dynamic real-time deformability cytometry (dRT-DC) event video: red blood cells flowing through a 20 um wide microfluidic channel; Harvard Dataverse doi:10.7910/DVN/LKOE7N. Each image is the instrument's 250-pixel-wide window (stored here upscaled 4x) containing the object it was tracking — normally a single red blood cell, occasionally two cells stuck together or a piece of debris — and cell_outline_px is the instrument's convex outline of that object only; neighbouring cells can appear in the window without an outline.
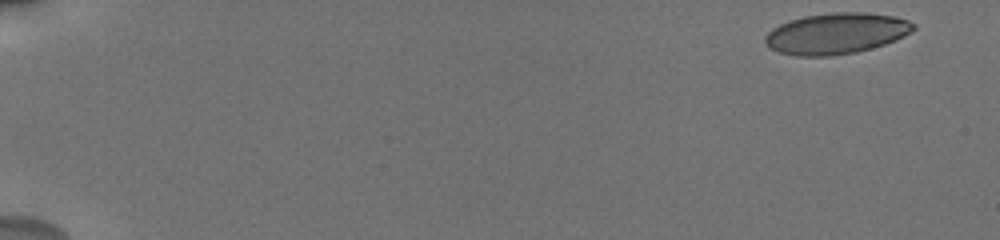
{"species": "human", "species_latin": "Homo sapiens", "temperature_condition": "cold", "stored_images_in_passage": 15, "camera_frame_rate_fps": 3000, "um_per_image_px": 0.085, "donor": {"sex": "male"}, "frame": {"image": 1, "passage_image": 1, "time_ms": 0.0, "image_size_px": [1000, 240], "cell_outline_px": [[916, 28], [904, 36], [896, 40], [884, 44], [856, 52], [832, 56], [796, 56], [780, 52], [768, 48], [764, 44], [764, 36], [772, 28], [788, 20], [804, 16], [832, 12], [864, 12], [892, 16], [908, 20], [916, 24]], "centroid_in_image_um": [71.05, 2.84], "position_along_channel_um": 14.0, "area_um2": 35.66}}
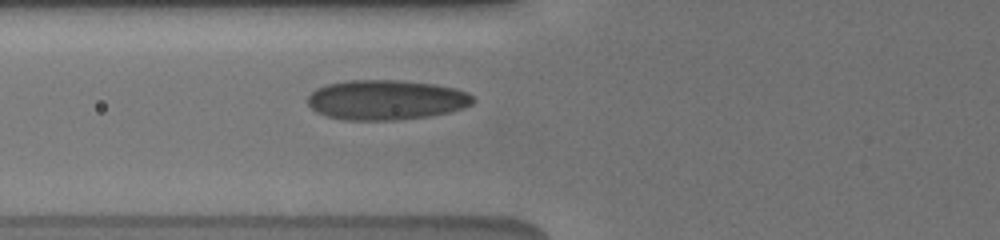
{"frame": {"image": 2, "passage_image": 10, "time_ms": 6.667, "image_size_px": [1000, 240], "cell_outline_px": [[476, 100], [472, 104], [464, 108], [448, 112], [428, 116], [396, 120], [344, 120], [328, 116], [316, 112], [308, 104], [308, 96], [316, 88], [328, 84], [348, 80], [396, 80], [436, 84], [456, 88], [468, 92]], "centroid_in_image_um": [32.84, 8.49], "position_along_channel_um": 93.0, "area_um2": 38.55}}
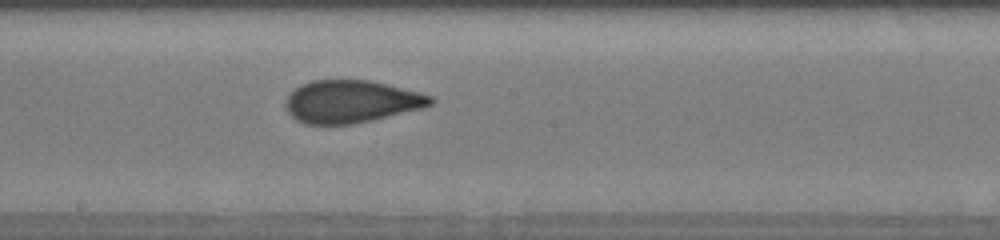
{"frame": {"image": 3, "passage_image": 15, "time_ms": 10.0, "image_size_px": [1000, 240], "cell_outline_px": [[436, 100], [432, 104], [424, 108], [372, 120], [352, 124], [304, 124], [296, 120], [288, 112], [284, 104], [288, 96], [296, 88], [312, 80], [372, 80], [420, 92], [432, 96]], "centroid_in_image_um": [29.89, 8.63], "position_along_channel_um": 218.3, "area_um2": 36.01}}